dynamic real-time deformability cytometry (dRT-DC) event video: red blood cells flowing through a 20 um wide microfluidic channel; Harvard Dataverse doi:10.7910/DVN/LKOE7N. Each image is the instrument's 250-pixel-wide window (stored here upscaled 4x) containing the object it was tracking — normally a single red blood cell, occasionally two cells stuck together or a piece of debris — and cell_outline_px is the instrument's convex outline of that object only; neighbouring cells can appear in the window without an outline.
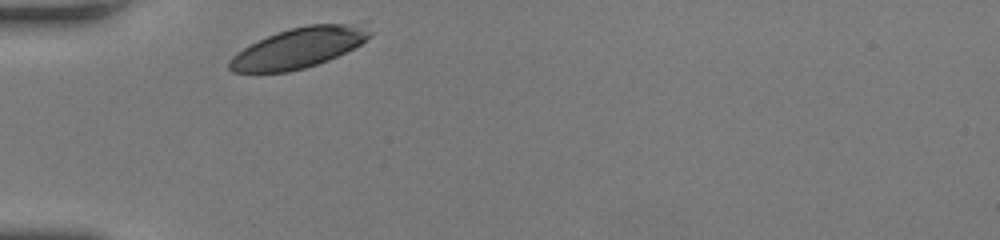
{"species": "human", "species_latin": "Homo sapiens", "temperature_condition": "room temperature", "stored_images_in_passage": 27, "camera_frame_rate_fps": 3000, "um_per_image_px": 0.085, "donor": {"sex": "female"}, "frame": {"image": 1, "passage_image": 1, "time_ms": 0.0, "image_size_px": [1000, 240], "cell_outline_px": [[372, 36], [360, 44], [328, 60], [304, 68], [288, 72], [232, 72], [228, 68], [228, 60], [236, 52], [268, 36], [292, 28], [308, 24], [348, 24], [372, 32]], "centroid_in_image_um": [25.31, 4.1], "position_along_channel_um": 59.7, "area_um2": 32.08}}
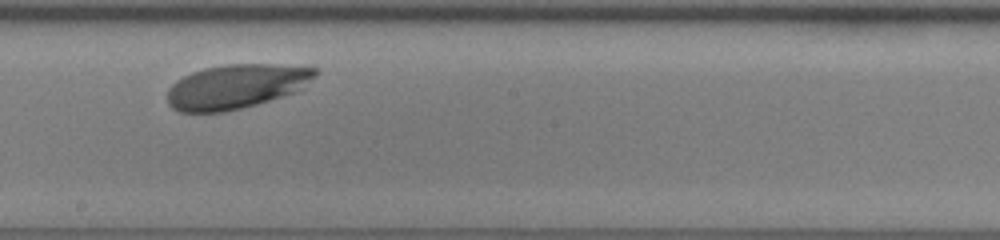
{"frame": {"image": 2, "passage_image": 15, "time_ms": 4.667, "image_size_px": [1000, 240], "cell_outline_px": [[320, 72], [300, 92], [256, 104], [224, 112], [180, 112], [172, 108], [168, 104], [168, 88], [176, 80], [192, 72], [204, 68], [228, 64], [272, 64], [320, 68]], "centroid_in_image_um": [20.13, 7.35], "position_along_channel_um": 228.1, "area_um2": 38.61}}
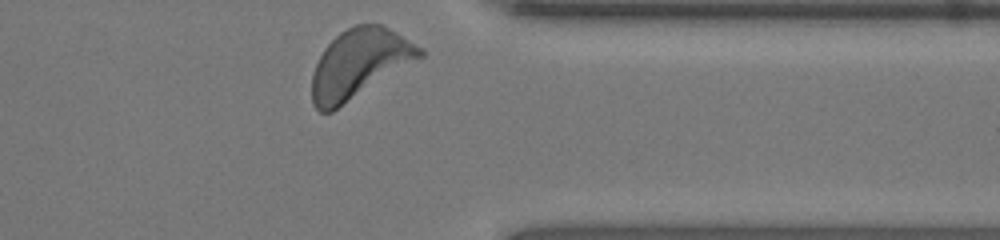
{"frame": {"image": 3, "passage_image": 27, "time_ms": 8.667, "image_size_px": [1000, 240], "cell_outline_px": [[424, 56], [332, 112], [320, 112], [312, 104], [312, 72], [324, 48], [340, 32], [356, 24], [380, 24], [396, 32], [424, 48]], "centroid_in_image_um": [30.54, 5.42], "position_along_channel_um": 380.9, "area_um2": 43.23}}